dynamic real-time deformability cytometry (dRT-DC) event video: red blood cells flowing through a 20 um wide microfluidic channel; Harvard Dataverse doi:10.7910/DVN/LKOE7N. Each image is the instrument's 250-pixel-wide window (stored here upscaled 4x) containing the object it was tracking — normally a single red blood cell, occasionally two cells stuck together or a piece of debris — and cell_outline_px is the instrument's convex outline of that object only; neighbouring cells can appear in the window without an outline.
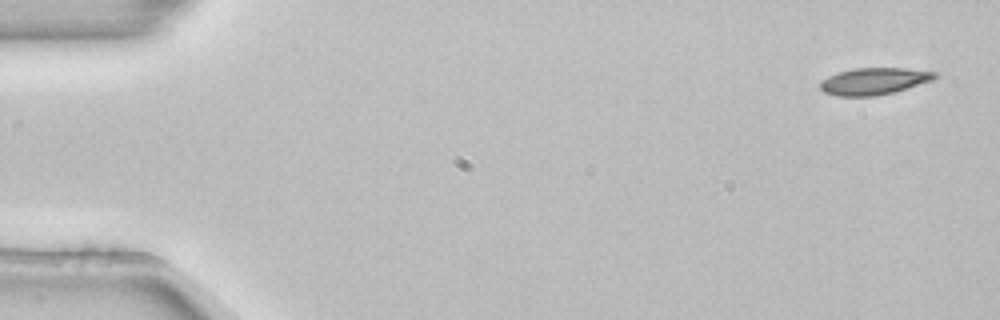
{"species": "common noctule bat (a hibernating species)", "species_latin": "Nyctalus noctula", "temperature_condition": "room temperature", "stored_images_in_passage": 5, "segment_of_instrument_passage": [2, 2], "camera_frame_rate_fps": 3000, "um_per_image_px": 0.085, "animal": {"sex": "female", "body_mass_g": 22.7, "forearm_length_mm": 54.2}, "frame": {"image": 1, "passage_image": 5, "time_ms": 1.333, "image_size_px": [1000, 320], "cell_outline_px": [[936, 76], [932, 80], [892, 92], [876, 96], [836, 96], [824, 92], [820, 88], [820, 80], [828, 76], [852, 68], [904, 68], [936, 72]], "centroid_in_image_um": [74.23, 6.9], "position_along_channel_um": 10.8, "area_um2": 17.74}}